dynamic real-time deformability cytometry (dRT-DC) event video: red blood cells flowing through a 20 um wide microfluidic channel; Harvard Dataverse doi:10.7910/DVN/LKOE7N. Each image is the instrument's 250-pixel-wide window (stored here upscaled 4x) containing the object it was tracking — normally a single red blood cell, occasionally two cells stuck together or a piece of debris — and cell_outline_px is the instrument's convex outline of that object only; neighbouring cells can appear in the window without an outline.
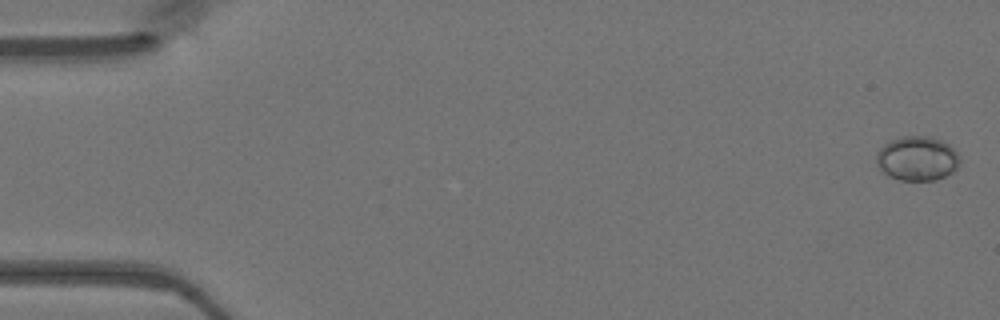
{"species": "Egyptian fruit bat (a non-hibernating species)", "species_latin": "Rousettus aegyptiacus", "temperature_condition": "warm", "stored_images_in_passage": 15, "camera_frame_rate_fps": 3000, "um_per_image_px": 0.085, "animal": {"sex": "female"}, "frame": {"image": 1, "passage_image": 1, "time_ms": 0.0, "image_size_px": [1000, 320], "cell_outline_px": [[960, 164], [952, 172], [936, 180], [900, 180], [888, 176], [880, 172], [876, 164], [876, 152], [884, 144], [892, 140], [904, 136], [928, 136], [940, 140], [948, 144], [956, 152], [960, 160]], "centroid_in_image_um": [77.92, 13.48], "position_along_channel_um": 7.1, "area_um2": 21.68}}
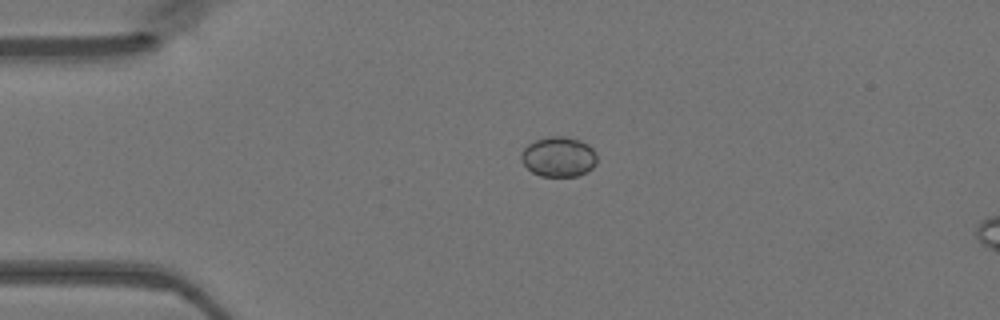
{"frame": {"image": 2, "passage_image": 11, "time_ms": 3.333, "image_size_px": [1000, 320], "cell_outline_px": [[596, 164], [592, 168], [576, 176], [540, 176], [532, 172], [520, 160], [520, 156], [524, 148], [528, 144], [536, 140], [548, 136], [564, 136], [580, 140], [588, 144], [596, 152]], "centroid_in_image_um": [47.47, 13.32], "position_along_channel_um": 37.5, "area_um2": 17.69}}